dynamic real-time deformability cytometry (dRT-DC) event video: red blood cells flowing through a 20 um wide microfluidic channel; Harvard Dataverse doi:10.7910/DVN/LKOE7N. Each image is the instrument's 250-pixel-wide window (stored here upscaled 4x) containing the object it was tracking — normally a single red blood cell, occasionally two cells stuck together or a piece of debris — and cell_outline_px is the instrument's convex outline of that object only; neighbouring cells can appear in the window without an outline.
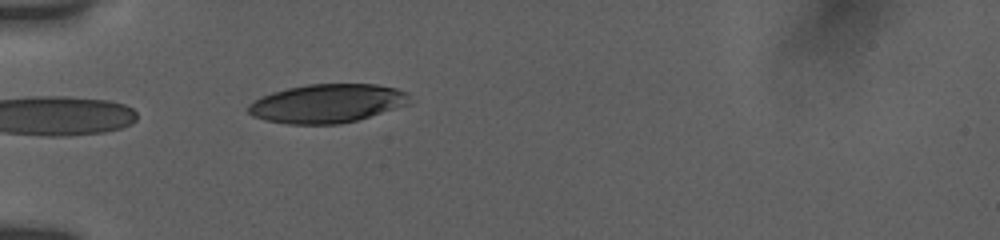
{"species": "human", "species_latin": "Homo sapiens", "temperature_condition": "room temperature", "stored_images_in_passage": 6, "camera_frame_rate_fps": 3000, "um_per_image_px": 0.085, "donor": {"sex": "female"}, "frame": {"image": 1, "passage_image": 1, "time_ms": 0.0, "image_size_px": [1000, 240], "cell_outline_px": [[408, 104], [356, 120], [340, 124], [288, 124], [264, 120], [252, 116], [248, 112], [248, 104], [260, 96], [272, 92], [288, 88], [308, 84], [376, 84], [396, 88], [408, 92]], "centroid_in_image_um": [27.76, 8.79], "position_along_channel_um": 57.2, "area_um2": 36.3}}
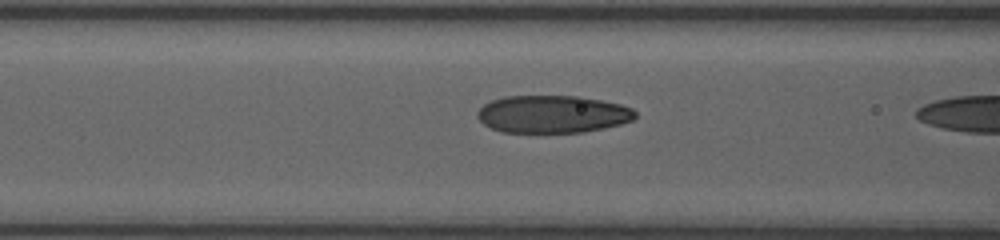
{"frame": {"image": 2, "passage_image": 4, "time_ms": 1.0, "image_size_px": [1000, 240], "cell_outline_px": [[636, 116], [632, 120], [620, 124], [604, 128], [584, 132], [500, 132], [484, 124], [476, 116], [476, 112], [484, 104], [492, 100], [504, 96], [580, 96], [620, 104], [632, 108], [636, 112]], "centroid_in_image_um": [46.95, 9.7], "position_along_channel_um": 119.6, "area_um2": 34.56}}